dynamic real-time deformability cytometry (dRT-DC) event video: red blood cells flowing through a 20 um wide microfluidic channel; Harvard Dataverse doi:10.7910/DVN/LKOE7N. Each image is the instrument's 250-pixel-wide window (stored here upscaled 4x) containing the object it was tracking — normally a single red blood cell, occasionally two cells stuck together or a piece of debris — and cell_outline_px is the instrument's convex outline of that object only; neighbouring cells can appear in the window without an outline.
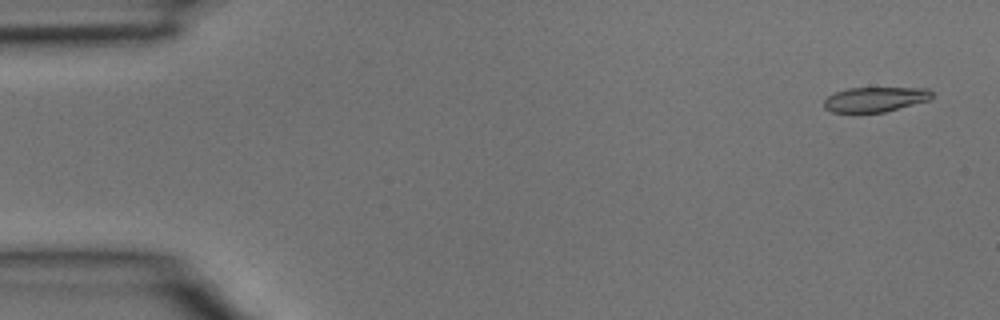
{"species": "common noctule bat (a hibernating species)", "species_latin": "Nyctalus noctula", "temperature_condition": "room temperature", "stored_images_in_passage": 39, "camera_frame_rate_fps": 3000, "um_per_image_px": 0.085, "animal": {"sex": "male", "body_mass_g": 15.6}, "frame": {"image": 1, "passage_image": 2, "time_ms": 0.333, "image_size_px": [1000, 320], "cell_outline_px": [[932, 96], [928, 100], [884, 112], [832, 112], [824, 108], [824, 100], [828, 96], [836, 92], [848, 88], [928, 88], [932, 92]], "centroid_in_image_um": [74.37, 8.44], "position_along_channel_um": 10.6, "area_um2": 15.43}}
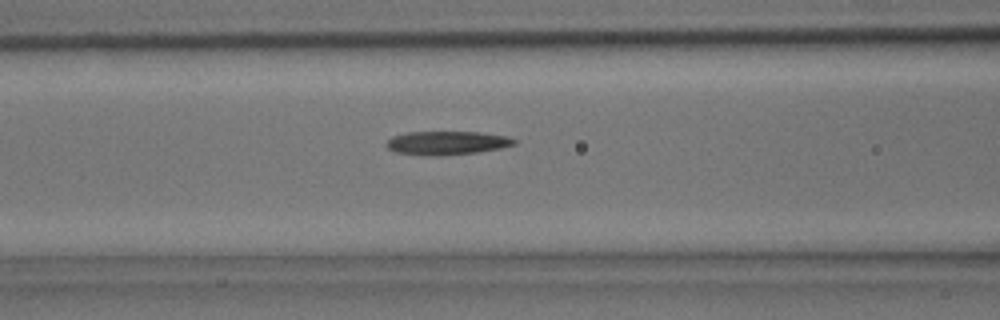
{"frame": {"image": 2, "passage_image": 16, "time_ms": 5.0, "image_size_px": [1000, 320], "cell_outline_px": [[516, 144], [500, 148], [476, 152], [440, 156], [428, 156], [396, 152], [388, 148], [384, 144], [392, 136], [408, 132], [480, 132], [508, 136], [516, 140]], "centroid_in_image_um": [37.97, 12.15], "position_along_channel_um": 128.6, "area_um2": 17.63}}
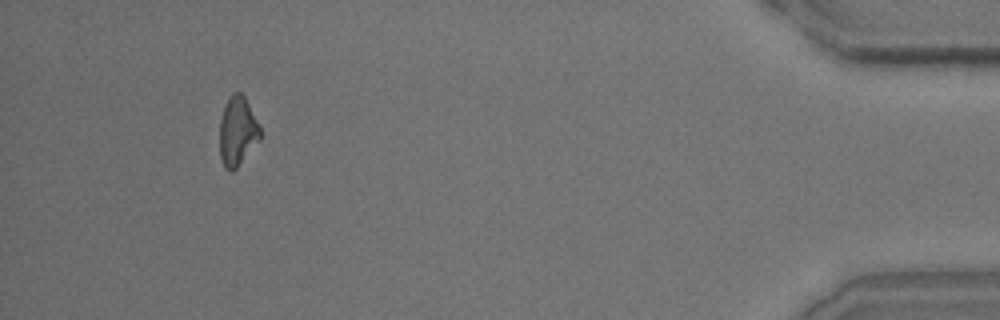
{"frame": {"image": 3, "passage_image": 37, "time_ms": 12.0, "image_size_px": [1000, 320], "cell_outline_px": [[260, 140], [236, 168], [232, 172], [228, 172], [224, 168], [220, 156], [220, 120], [224, 108], [232, 92], [240, 92], [244, 96], [260, 128]], "centroid_in_image_um": [20.17, 11.2], "position_along_channel_um": 415.0, "area_um2": 16.13}}